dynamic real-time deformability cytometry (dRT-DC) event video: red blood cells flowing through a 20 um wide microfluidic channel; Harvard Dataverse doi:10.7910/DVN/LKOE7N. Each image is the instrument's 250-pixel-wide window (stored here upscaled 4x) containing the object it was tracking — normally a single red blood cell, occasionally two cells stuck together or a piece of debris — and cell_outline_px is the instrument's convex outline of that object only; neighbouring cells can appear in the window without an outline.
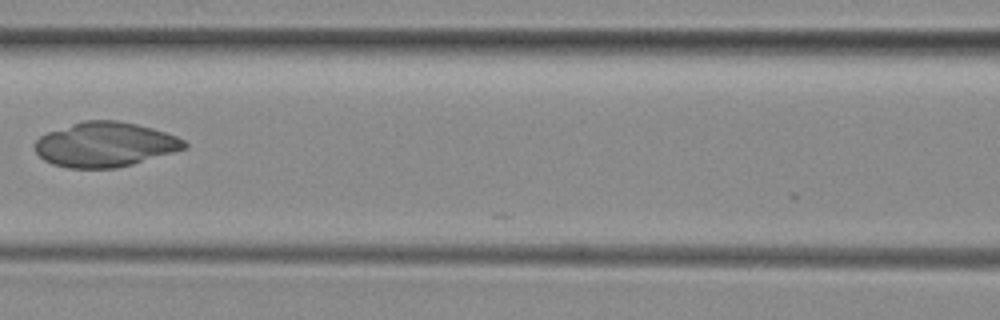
{"species": "common noctule bat (a hibernating species)", "species_latin": "Nyctalus noctula", "temperature_condition": "room temperature", "stored_images_in_passage": 8, "camera_frame_rate_fps": 3000, "um_per_image_px": 0.085, "animal": {"sex": "female", "body_mass_g": 29.2, "forearm_length_mm": 56.3}, "frame": {"image": 1, "passage_image": 7, "time_ms": 7.0, "image_size_px": [1000, 320], "cell_outline_px": [[188, 148], [132, 164], [116, 168], [68, 168], [52, 164], [44, 160], [36, 152], [36, 140], [40, 136], [48, 132], [84, 120], [120, 120], [152, 128], [176, 136], [184, 140], [188, 144]], "centroid_in_image_um": [8.94, 12.28], "position_along_channel_um": 157.7, "area_um2": 38.78}}